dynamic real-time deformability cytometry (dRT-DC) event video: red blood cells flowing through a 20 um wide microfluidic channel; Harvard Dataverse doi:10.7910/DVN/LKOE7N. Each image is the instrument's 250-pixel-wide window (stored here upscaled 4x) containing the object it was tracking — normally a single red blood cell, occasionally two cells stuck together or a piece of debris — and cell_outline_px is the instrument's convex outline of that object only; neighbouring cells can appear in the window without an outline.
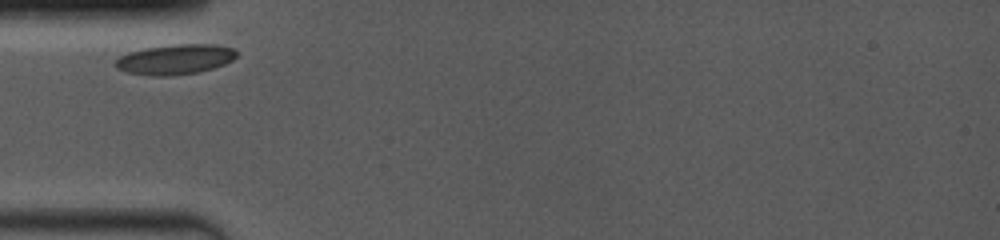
{"species": "common noctule bat (a hibernating species)", "species_latin": "Nyctalus noctula", "temperature_condition": "room temperature", "stored_images_in_passage": 3, "camera_frame_rate_fps": 4000, "um_per_image_px": 0.085, "animal": {"sex": "female", "body_mass_g": 19.0, "forearm_length_mm": 53.3}, "frame": {"image": 1, "passage_image": 1, "time_ms": 0.0, "image_size_px": [1000, 240], "cell_outline_px": [[236, 56], [232, 60], [224, 64], [200, 72], [168, 76], [152, 76], [128, 72], [116, 68], [112, 64], [120, 56], [128, 52], [144, 48], [172, 44], [212, 44], [232, 48], [236, 52]], "centroid_in_image_um": [14.84, 5.04], "position_along_channel_um": 70.2, "area_um2": 21.27}}
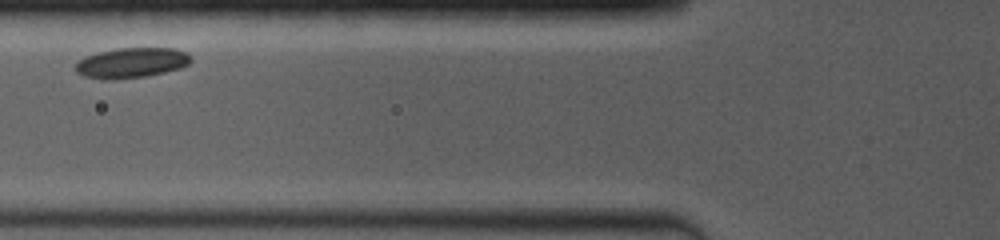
{"frame": {"image": 2, "passage_image": 2, "time_ms": 1.25, "image_size_px": [1000, 240], "cell_outline_px": [[192, 60], [188, 64], [180, 68], [164, 72], [144, 76], [104, 80], [84, 76], [76, 72], [76, 64], [84, 56], [96, 52], [116, 48], [176, 48], [184, 52]], "centroid_in_image_um": [11.14, 5.33], "position_along_channel_um": 114.7, "area_um2": 20.17}}
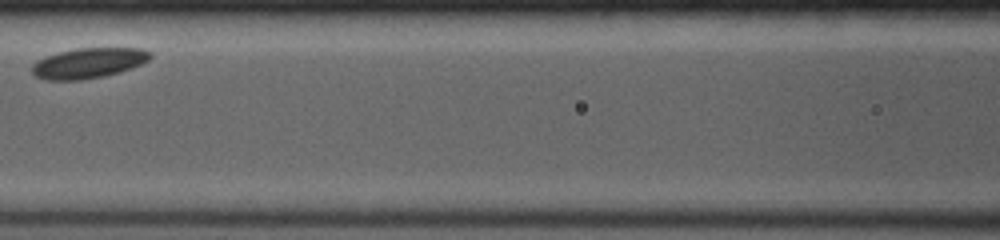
{"frame": {"image": 3, "passage_image": 3, "time_ms": 2.5, "image_size_px": [1000, 240], "cell_outline_px": [[152, 56], [148, 60], [132, 68], [120, 72], [104, 76], [80, 80], [44, 80], [36, 76], [32, 72], [32, 64], [36, 60], [60, 52], [76, 48], [140, 48], [152, 52]], "centroid_in_image_um": [7.52, 5.36], "position_along_channel_um": 159.1, "area_um2": 20.87}}